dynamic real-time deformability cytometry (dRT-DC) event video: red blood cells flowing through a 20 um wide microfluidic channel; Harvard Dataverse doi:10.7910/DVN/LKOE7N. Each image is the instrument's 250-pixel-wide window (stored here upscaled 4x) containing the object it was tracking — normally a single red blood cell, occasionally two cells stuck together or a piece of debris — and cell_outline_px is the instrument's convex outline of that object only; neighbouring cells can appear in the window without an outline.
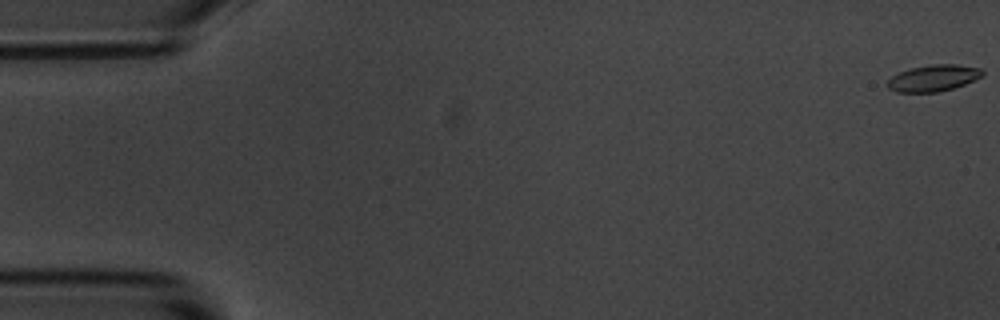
{"species": "common noctule bat (a hibernating species)", "species_latin": "Nyctalus noctula", "temperature_condition": "room temperature", "stored_images_in_passage": 7, "camera_frame_rate_fps": 3000, "um_per_image_px": 0.085, "animal": {"sex": "male", "body_mass_g": 20.1, "forearm_length_mm": 53.5}, "frame": {"image": 1, "passage_image": 1, "time_ms": 0.0, "image_size_px": [1000, 320], "cell_outline_px": [[984, 72], [980, 76], [964, 84], [952, 88], [936, 92], [896, 92], [888, 88], [884, 84], [892, 76], [900, 72], [912, 68], [928, 64], [956, 64], [980, 68]], "centroid_in_image_um": [79.28, 6.63], "position_along_channel_um": 5.7, "area_um2": 14.51}}
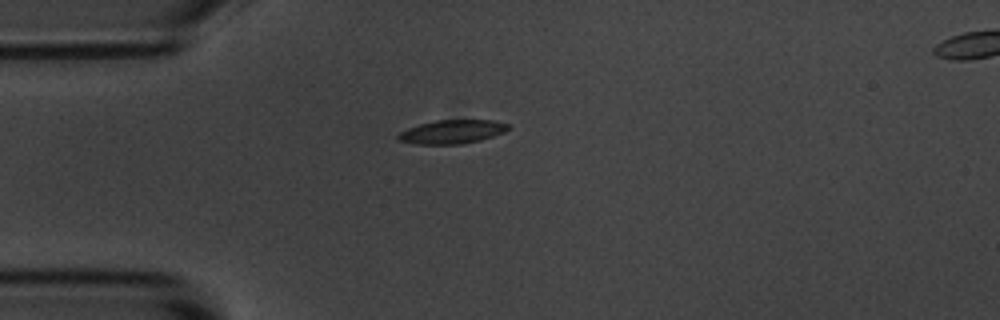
{"frame": {"image": 2, "passage_image": 5, "time_ms": 4.667, "image_size_px": [1000, 320], "cell_outline_px": [[508, 128], [504, 132], [480, 140], [464, 144], [416, 144], [400, 140], [396, 136], [400, 132], [408, 128], [420, 124], [436, 120], [492, 120], [508, 124]], "centroid_in_image_um": [38.42, 11.2], "position_along_channel_um": 46.6, "area_um2": 15.03}}